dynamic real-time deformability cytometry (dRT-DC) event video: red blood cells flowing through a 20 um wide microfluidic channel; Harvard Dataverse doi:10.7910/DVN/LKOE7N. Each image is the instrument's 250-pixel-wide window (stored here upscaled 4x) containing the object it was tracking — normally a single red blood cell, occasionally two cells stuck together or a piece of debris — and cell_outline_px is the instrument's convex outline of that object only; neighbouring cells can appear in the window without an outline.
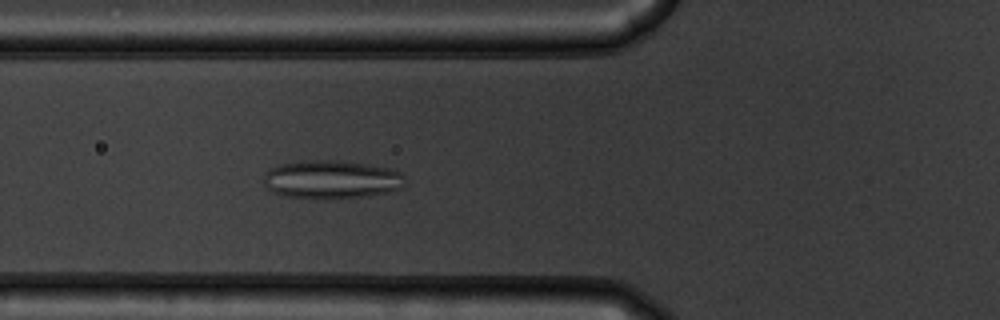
{"species": "common noctule bat (a hibernating species)", "species_latin": "Nyctalus noctula", "temperature_condition": "warm", "stored_images_in_passage": 49, "camera_frame_rate_fps": 3000, "um_per_image_px": 0.085, "animal": {"sex": "male", "body_mass_g": 19.5, "forearm_length_mm": 54.6}, "frame": {"image": 1, "passage_image": 15, "time_ms": 4.667, "image_size_px": [1000, 320], "cell_outline_px": [[404, 188], [388, 192], [368, 196], [324, 200], [284, 196], [272, 192], [264, 184], [264, 176], [272, 168], [280, 164], [304, 160], [336, 160], [368, 164], [388, 168], [400, 172], [404, 176]], "centroid_in_image_um": [28.19, 15.27], "position_along_channel_um": 97.6, "area_um2": 32.02}}
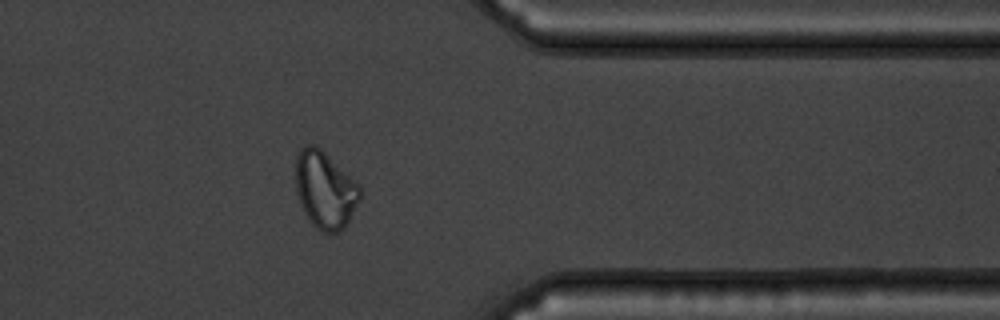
{"frame": {"image": 2, "passage_image": 39, "time_ms": 12.667, "image_size_px": [1000, 320], "cell_outline_px": [[360, 200], [344, 228], [340, 232], [324, 232], [316, 228], [308, 220], [300, 204], [296, 192], [296, 156], [300, 148], [308, 144], [316, 144], [360, 188]], "centroid_in_image_um": [27.58, 16.16], "position_along_channel_um": 383.8, "area_um2": 28.5}}
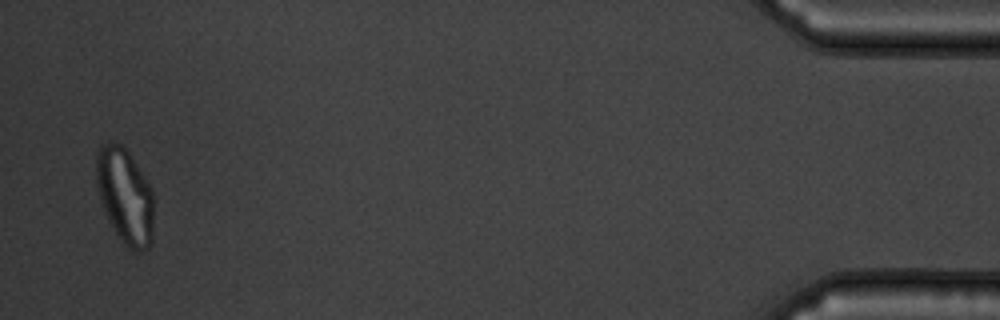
{"frame": {"image": 3, "passage_image": 48, "time_ms": 15.667, "image_size_px": [1000, 320], "cell_outline_px": [[152, 240], [148, 248], [144, 252], [136, 252], [124, 244], [120, 240], [104, 208], [100, 196], [96, 180], [96, 152], [100, 144], [120, 144], [128, 152], [144, 176], [152, 192]], "centroid_in_image_um": [10.62, 16.67], "position_along_channel_um": 424.6, "area_um2": 31.27}}